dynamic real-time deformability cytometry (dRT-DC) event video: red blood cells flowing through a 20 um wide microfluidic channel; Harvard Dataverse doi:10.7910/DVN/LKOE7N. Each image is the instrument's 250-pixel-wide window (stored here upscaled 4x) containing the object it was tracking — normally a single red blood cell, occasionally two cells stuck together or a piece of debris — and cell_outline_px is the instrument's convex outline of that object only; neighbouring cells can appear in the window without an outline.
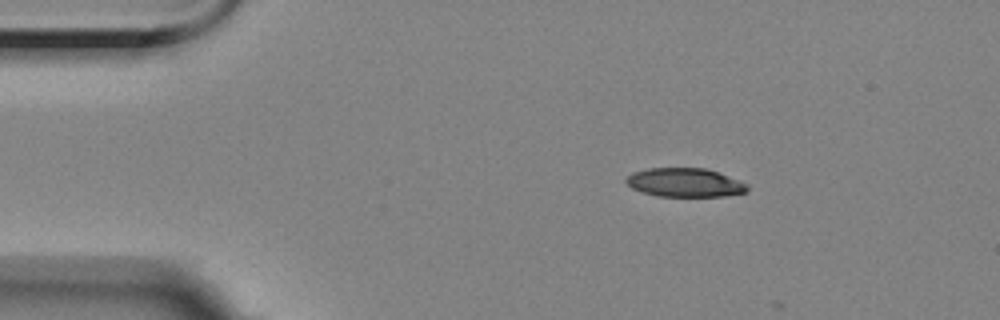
{"species": "Egyptian fruit bat (a non-hibernating species)", "species_latin": "Rousettus aegyptiacus", "temperature_condition": "room temperature", "stored_images_in_passage": 6, "camera_frame_rate_fps": 3000, "um_per_image_px": 0.085, "animal": {"sex": "female"}, "frame": {"image": 1, "passage_image": 1, "time_ms": 0.0, "image_size_px": [1000, 320], "cell_outline_px": [[748, 192], [724, 196], [656, 196], [632, 188], [624, 180], [632, 172], [648, 168], [704, 168], [740, 180], [748, 184]], "centroid_in_image_um": [58.22, 15.52], "position_along_channel_um": 26.8, "area_um2": 20.29}}